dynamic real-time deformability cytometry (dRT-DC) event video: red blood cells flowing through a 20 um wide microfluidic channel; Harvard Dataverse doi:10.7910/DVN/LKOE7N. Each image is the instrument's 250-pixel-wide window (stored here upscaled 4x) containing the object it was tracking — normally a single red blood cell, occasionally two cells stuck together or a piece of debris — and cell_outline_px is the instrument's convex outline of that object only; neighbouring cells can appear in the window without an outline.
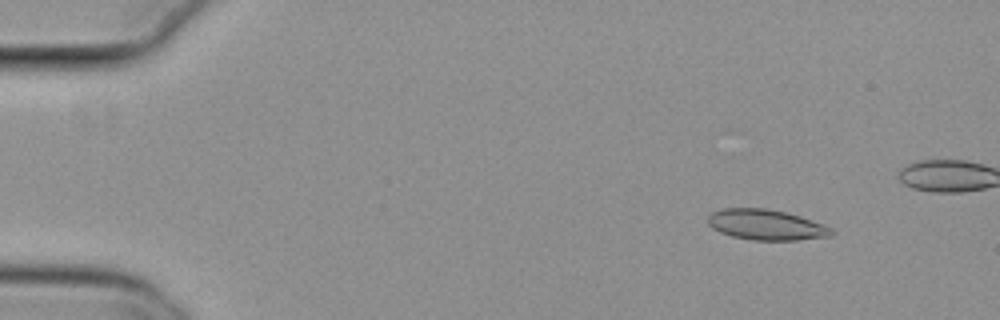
{"species": "common noctule bat (a hibernating species)", "species_latin": "Nyctalus noctula", "temperature_condition": "cold", "stored_images_in_passage": 48, "camera_frame_rate_fps": 3000, "um_per_image_px": 0.085, "animal": {"sex": "female", "body_mass_g": 29.2, "forearm_length_mm": 56.3}, "frame": {"image": 1, "passage_image": 5, "time_ms": 1.333, "image_size_px": [1000, 320], "cell_outline_px": [[836, 232], [832, 236], [796, 240], [752, 240], [732, 236], [720, 232], [712, 228], [708, 224], [708, 216], [712, 212], [720, 208], [764, 208], [784, 212], [800, 216], [824, 224], [832, 228]], "centroid_in_image_um": [65.13, 19.11], "position_along_channel_um": 19.9, "area_um2": 22.08}}
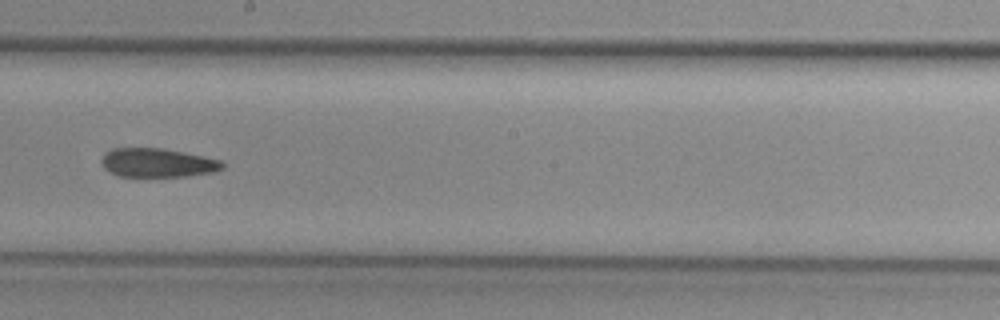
{"frame": {"image": 2, "passage_image": 30, "time_ms": 9.667, "image_size_px": [1000, 320], "cell_outline_px": [[224, 168], [216, 172], [188, 176], [116, 176], [108, 172], [104, 168], [100, 160], [104, 152], [112, 148], [160, 148], [220, 160], [224, 164]], "centroid_in_image_um": [13.33, 13.84], "position_along_channel_um": 234.9, "area_um2": 20.35}}
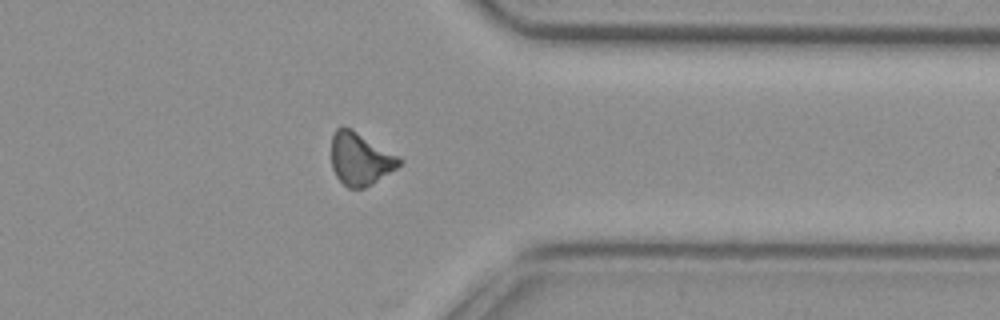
{"frame": {"image": 3, "passage_image": 42, "time_ms": 13.667, "image_size_px": [1000, 320], "cell_outline_px": [[400, 164], [396, 168], [372, 184], [364, 188], [348, 188], [336, 176], [332, 168], [332, 136], [336, 128], [352, 128], [396, 156], [400, 160]], "centroid_in_image_um": [30.57, 13.52], "position_along_channel_um": 380.8, "area_um2": 20.23}, "authors_computed_cell_mechanics": {"area_um2": 21.4438, "velocity_mm_per_s": 3.8183, "shape_relaxation_time_tau1_ms": 10.1292, "shape_relaxation_time_tau2_ms": null, "deformation_change_tau1": 0.159, "deformation_change_tau2": null}}